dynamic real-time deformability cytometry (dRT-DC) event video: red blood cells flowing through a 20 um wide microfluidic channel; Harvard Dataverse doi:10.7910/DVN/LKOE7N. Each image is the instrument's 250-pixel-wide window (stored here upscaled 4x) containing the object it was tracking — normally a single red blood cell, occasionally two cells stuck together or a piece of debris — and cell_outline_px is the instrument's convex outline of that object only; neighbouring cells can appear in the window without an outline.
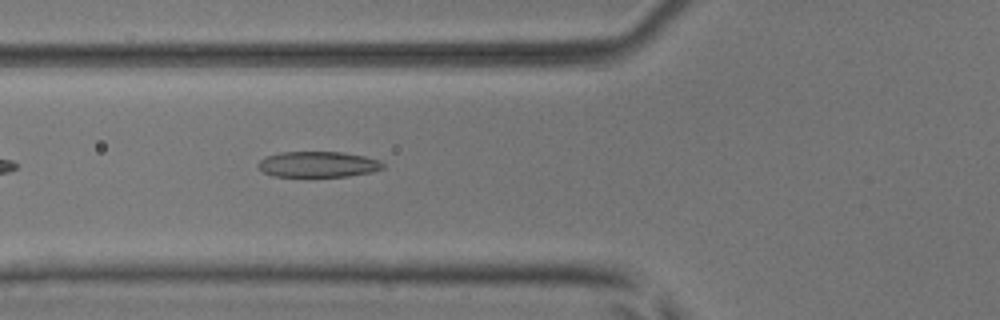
{"species": "common noctule bat (a hibernating species)", "species_latin": "Nyctalus noctula", "temperature_condition": "room temperature", "stored_images_in_passage": 35, "camera_frame_rate_fps": 3000, "um_per_image_px": 0.085, "animal": {"sex": "male", "body_mass_g": 17.9, "forearm_length_mm": 54.2}, "frame": {"image": 1, "passage_image": 3, "time_ms": 0.667, "image_size_px": [1000, 320], "cell_outline_px": [[384, 168], [372, 172], [348, 176], [272, 176], [264, 172], [256, 164], [264, 156], [280, 152], [344, 152], [364, 156], [380, 160], [384, 164]], "centroid_in_image_um": [27.03, 13.96], "position_along_channel_um": 98.8, "area_um2": 18.79}}
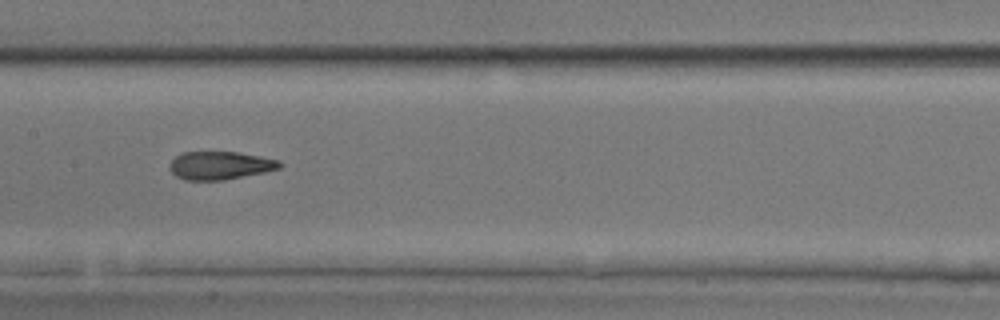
{"frame": {"image": 2, "passage_image": 10, "time_ms": 3.0, "image_size_px": [1000, 320], "cell_outline_px": [[284, 164], [280, 168], [264, 172], [224, 180], [184, 180], [176, 176], [168, 168], [168, 164], [176, 156], [184, 152], [240, 152], [280, 160]], "centroid_in_image_um": [18.71, 14.06], "position_along_channel_um": 188.7, "area_um2": 18.15}}
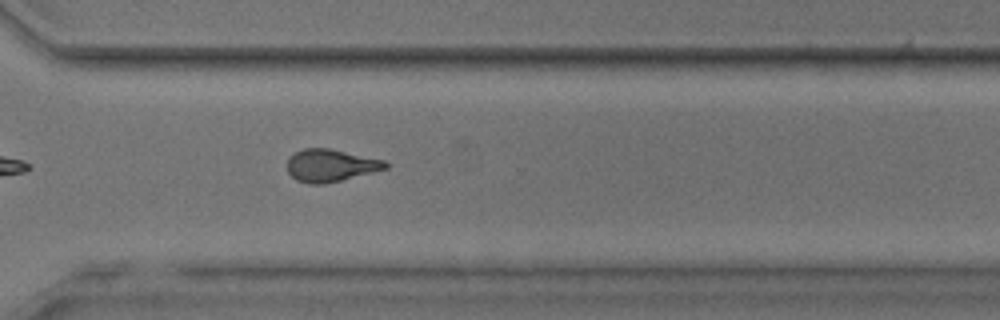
{"frame": {"image": 3, "passage_image": 22, "time_ms": 7.0, "image_size_px": [1000, 320], "cell_outline_px": [[392, 164], [388, 168], [324, 184], [308, 184], [296, 180], [288, 172], [288, 156], [304, 148], [328, 148], [384, 160]], "centroid_in_image_um": [28.1, 14.06], "position_along_channel_um": 342.5, "area_um2": 18.5}, "authors_computed_cell_mechanics": {"area_um2": 18.4382, "velocity_mm_per_s": 3.8447, "shape_relaxation_time_tau1_ms": 6.9338, "shape_relaxation_time_tau2_ms": 1.8203, "deformation_change_tau1": 0.216, "deformation_change_tau2": 0.102}}